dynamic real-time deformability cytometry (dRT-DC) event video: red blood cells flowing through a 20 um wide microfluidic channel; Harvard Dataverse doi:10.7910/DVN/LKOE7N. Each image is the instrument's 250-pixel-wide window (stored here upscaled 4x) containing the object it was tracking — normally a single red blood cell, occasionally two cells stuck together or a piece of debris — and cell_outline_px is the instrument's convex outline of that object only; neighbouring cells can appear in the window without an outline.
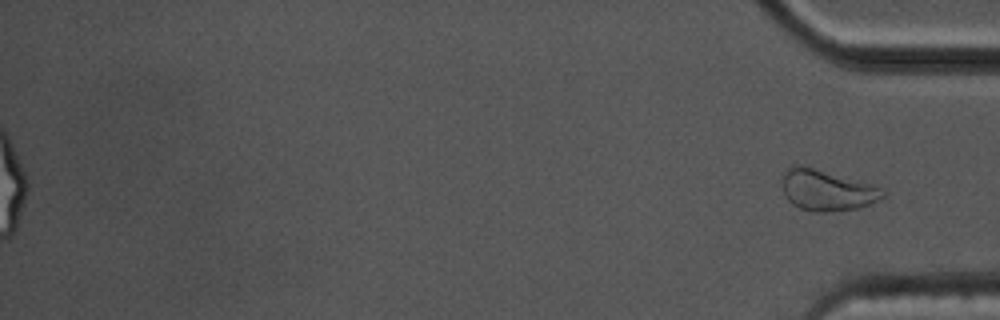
{"species": "common noctule bat (a hibernating species)", "species_latin": "Nyctalus noctula", "temperature_condition": "cold", "stored_images_in_passage": 43, "segment_of_instrument_passage": [2, 2], "camera_frame_rate_fps": 3000, "um_per_image_px": 0.085, "animal": {"sex": "male", "body_mass_g": 17.5, "forearm_length_mm": 52.3}, "frame": {"image": 1, "passage_image": 43, "time_ms": 14.0, "image_size_px": [1000, 320], "cell_outline_px": [[888, 196], [860, 208], [824, 212], [812, 212], [800, 208], [792, 204], [788, 200], [784, 192], [784, 172], [792, 164], [800, 164], [876, 184], [884, 188], [888, 192]], "centroid_in_image_um": [70.38, 16.16], "position_along_channel_um": 364.8, "area_um2": 24.51}}